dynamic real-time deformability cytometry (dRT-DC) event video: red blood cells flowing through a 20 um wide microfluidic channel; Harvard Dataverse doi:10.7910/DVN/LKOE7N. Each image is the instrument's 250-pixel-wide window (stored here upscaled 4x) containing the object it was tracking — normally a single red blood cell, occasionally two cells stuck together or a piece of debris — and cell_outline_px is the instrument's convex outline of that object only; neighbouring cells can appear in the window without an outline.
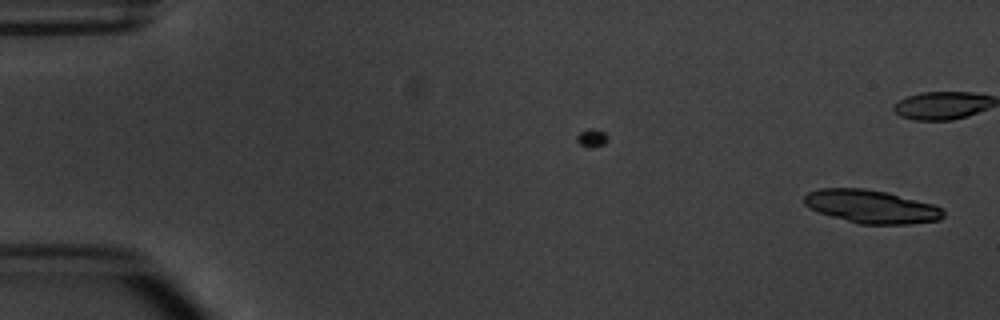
{"species": "common noctule bat (a hibernating species)", "species_latin": "Nyctalus noctula", "temperature_condition": "warm", "stored_images_in_passage": 5, "camera_frame_rate_fps": 3000, "um_per_image_px": 0.085, "animal": {"sex": "male", "body_mass_g": 20.1, "forearm_length_mm": 53.5}, "frame": {"image": 1, "passage_image": 1, "time_ms": 0.0, "image_size_px": [1000, 320], "cell_outline_px": [[944, 216], [940, 220], [908, 224], [860, 224], [832, 216], [808, 208], [804, 204], [804, 196], [808, 192], [820, 188], [864, 188], [888, 192], [932, 204], [940, 208], [944, 212]], "centroid_in_image_um": [74.05, 17.55], "position_along_channel_um": 11.0, "area_um2": 26.82}}